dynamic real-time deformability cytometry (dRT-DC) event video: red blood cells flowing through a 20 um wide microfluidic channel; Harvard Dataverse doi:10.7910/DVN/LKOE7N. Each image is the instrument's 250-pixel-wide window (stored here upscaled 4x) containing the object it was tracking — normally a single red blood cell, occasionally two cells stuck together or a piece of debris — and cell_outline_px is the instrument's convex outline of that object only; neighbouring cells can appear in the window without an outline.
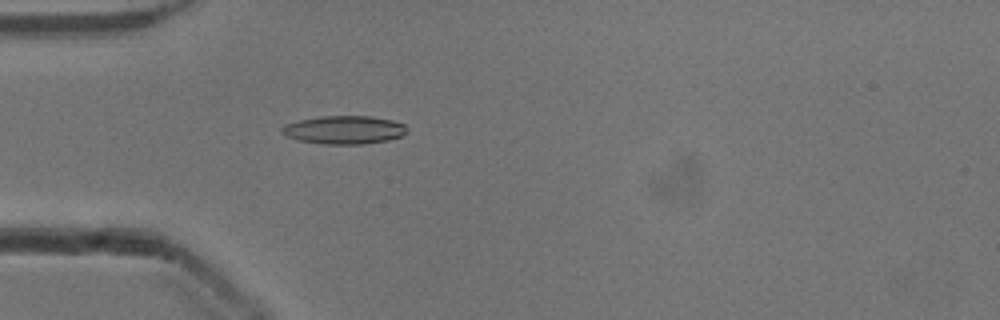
{"species": "common noctule bat (a hibernating species)", "species_latin": "Nyctalus noctula", "temperature_condition": "cold", "stored_images_in_passage": 53, "camera_frame_rate_fps": 3000, "um_per_image_px": 0.085, "animal": {"sex": "male", "body_mass_g": 13.3}, "frame": {"image": 1, "passage_image": 16, "time_ms": 5.0, "image_size_px": [1000, 320], "cell_outline_px": [[408, 132], [400, 136], [388, 140], [364, 144], [320, 144], [300, 140], [288, 136], [280, 132], [280, 128], [284, 124], [300, 120], [320, 116], [372, 116], [392, 120], [404, 124], [408, 128]], "centroid_in_image_um": [29.26, 11.03], "position_along_channel_um": 55.7, "area_um2": 20.69}}
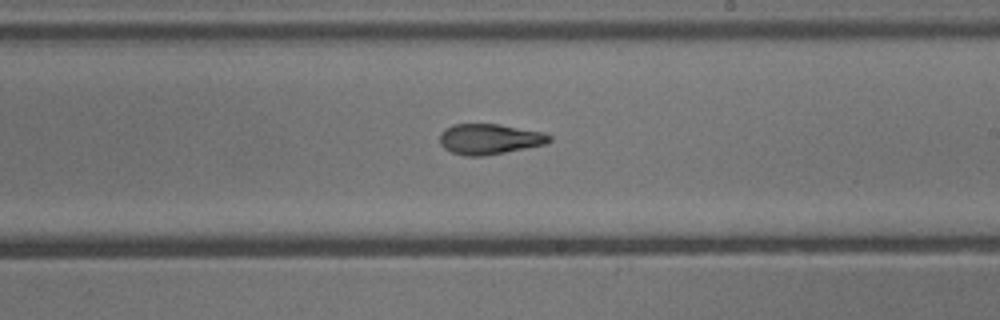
{"frame": {"image": 2, "passage_image": 31, "time_ms": 10.0, "image_size_px": [1000, 320], "cell_outline_px": [[552, 140], [544, 144], [484, 156], [464, 156], [452, 152], [444, 148], [440, 144], [440, 132], [444, 128], [452, 124], [500, 124], [544, 132], [552, 136]], "centroid_in_image_um": [41.58, 11.81], "position_along_channel_um": 247.4, "area_um2": 19.54}}
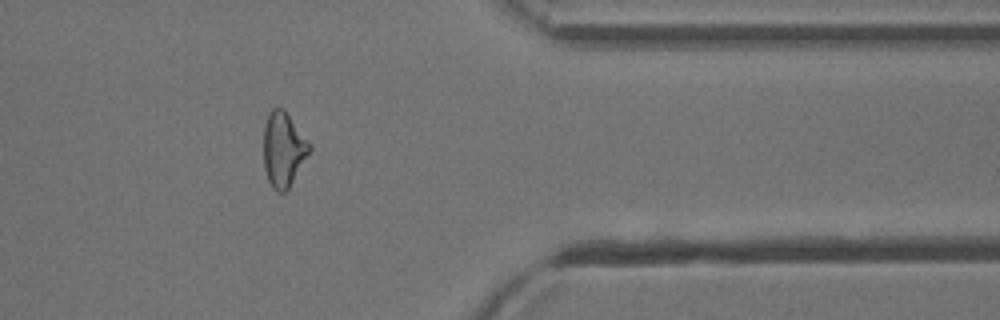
{"frame": {"image": 3, "passage_image": 43, "time_ms": 14.0, "image_size_px": [1000, 320], "cell_outline_px": [[312, 152], [288, 188], [284, 192], [280, 192], [272, 188], [268, 180], [264, 168], [264, 124], [268, 112], [272, 108], [284, 108], [312, 144]], "centroid_in_image_um": [24.12, 12.67], "position_along_channel_um": 387.3, "area_um2": 20.4}, "authors_computed_cell_mechanics": {"area_um2": 19.8832, "velocity_mm_per_s": 3.9349, "shape_relaxation_time_tau1_ms": 5.3583, "shape_relaxation_time_tau2_ms": 2.0364, "deformation_change_tau1": 0.1873, "deformation_change_tau2": 0.1068}}